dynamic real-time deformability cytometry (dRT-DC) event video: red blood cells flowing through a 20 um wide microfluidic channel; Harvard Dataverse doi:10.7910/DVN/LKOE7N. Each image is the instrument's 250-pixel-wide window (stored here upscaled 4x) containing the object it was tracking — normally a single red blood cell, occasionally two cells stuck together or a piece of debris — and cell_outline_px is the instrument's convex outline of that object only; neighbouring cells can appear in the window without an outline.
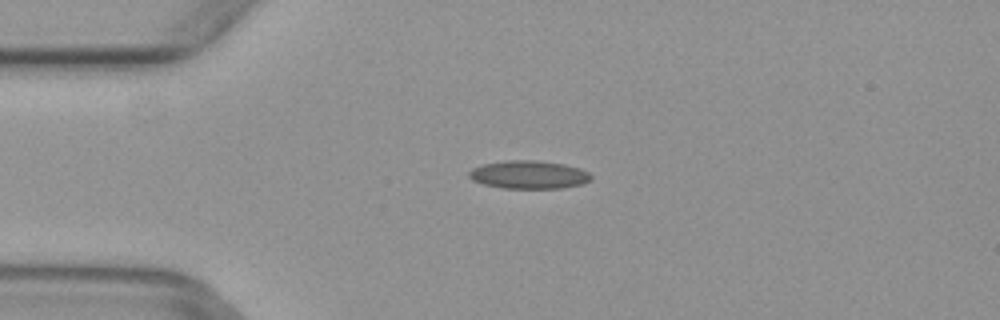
{"species": "common noctule bat (a hibernating species)", "species_latin": "Nyctalus noctula", "temperature_condition": "warm", "stored_images_in_passage": 4, "camera_frame_rate_fps": 3000, "um_per_image_px": 0.085, "animal": {"sex": "female", "body_mass_g": 29.2, "forearm_length_mm": 56.3}, "frame": {"image": 1, "passage_image": 3, "time_ms": 0.667, "image_size_px": [1000, 320], "cell_outline_px": [[592, 180], [580, 184], [560, 188], [500, 188], [484, 184], [472, 180], [468, 176], [468, 172], [472, 168], [480, 164], [504, 160], [536, 160], [564, 164], [580, 168], [588, 172], [592, 176]], "centroid_in_image_um": [44.91, 14.84], "position_along_channel_um": 40.1, "area_um2": 20.17}}